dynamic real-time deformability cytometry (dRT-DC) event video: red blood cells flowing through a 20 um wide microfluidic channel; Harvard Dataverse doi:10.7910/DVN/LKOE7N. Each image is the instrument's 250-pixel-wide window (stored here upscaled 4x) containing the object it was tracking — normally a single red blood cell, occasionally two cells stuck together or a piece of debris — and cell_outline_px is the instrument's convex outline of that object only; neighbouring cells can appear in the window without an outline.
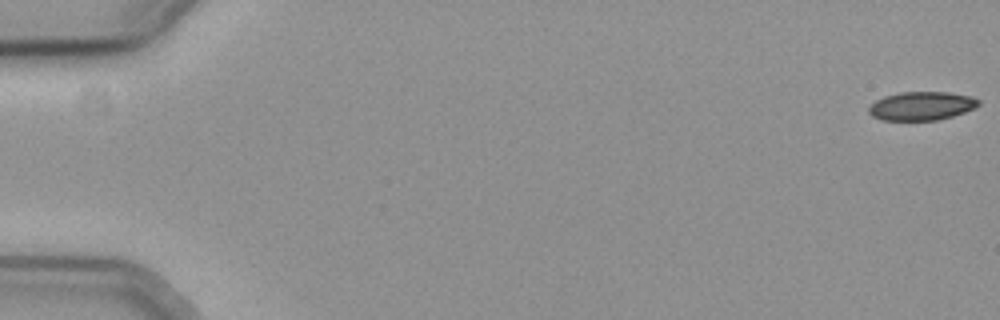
{"species": "common noctule bat (a hibernating species)", "species_latin": "Nyctalus noctula", "temperature_condition": "cold", "stored_images_in_passage": 57, "camera_frame_rate_fps": 3000, "um_per_image_px": 0.085, "animal": {"sex": "female", "body_mass_g": 19.3, "forearm_length_mm": 54.1}, "frame": {"image": 1, "passage_image": 1, "time_ms": 0.0, "image_size_px": [1000, 320], "cell_outline_px": [[980, 104], [964, 112], [952, 116], [936, 120], [884, 120], [872, 116], [868, 112], [868, 108], [876, 100], [884, 96], [900, 92], [948, 92], [968, 96], [980, 100]], "centroid_in_image_um": [78.3, 9.0], "position_along_channel_um": 6.7, "area_um2": 18.09}}
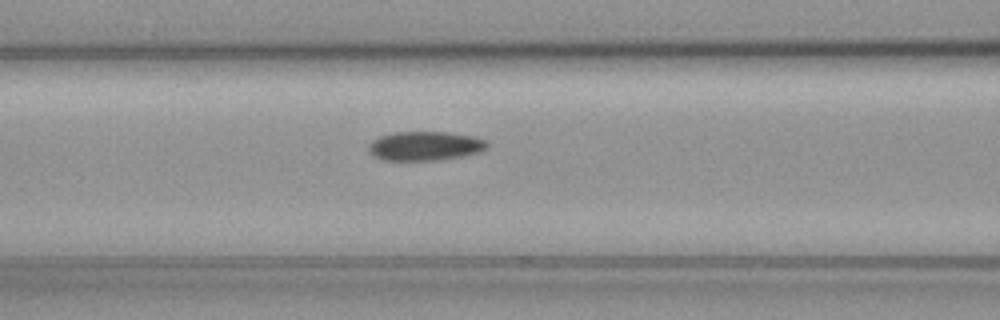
{"frame": {"image": 2, "passage_image": 25, "time_ms": 8.0, "image_size_px": [1000, 320], "cell_outline_px": [[488, 148], [480, 152], [460, 156], [436, 160], [384, 160], [372, 156], [368, 152], [368, 144], [372, 140], [380, 136], [392, 132], [448, 132], [472, 136], [488, 140]], "centroid_in_image_um": [36.1, 12.4], "position_along_channel_um": 130.5, "area_um2": 20.29}}
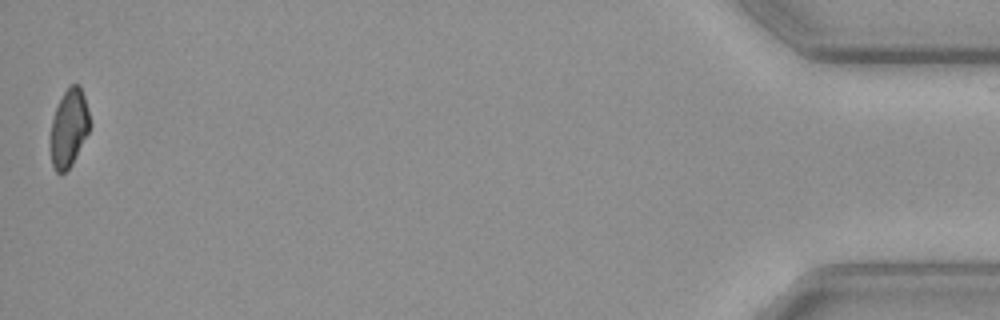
{"frame": {"image": 3, "passage_image": 57, "time_ms": 18.667, "image_size_px": [1000, 320], "cell_outline_px": [[88, 132], [72, 164], [60, 176], [56, 172], [52, 164], [52, 120], [56, 108], [64, 92], [72, 84], [80, 84], [84, 96], [88, 112]], "centroid_in_image_um": [5.86, 10.88], "position_along_channel_um": 429.3, "area_um2": 17.11}, "authors_computed_cell_mechanics": {"area_um2": 19.7676, "velocity_mm_per_s": 3.7043, "shape_relaxation_time_tau1_ms": 6.2214, "shape_relaxation_time_tau2_ms": null, "deformation_change_tau1": 0.0996, "deformation_change_tau2": null}}